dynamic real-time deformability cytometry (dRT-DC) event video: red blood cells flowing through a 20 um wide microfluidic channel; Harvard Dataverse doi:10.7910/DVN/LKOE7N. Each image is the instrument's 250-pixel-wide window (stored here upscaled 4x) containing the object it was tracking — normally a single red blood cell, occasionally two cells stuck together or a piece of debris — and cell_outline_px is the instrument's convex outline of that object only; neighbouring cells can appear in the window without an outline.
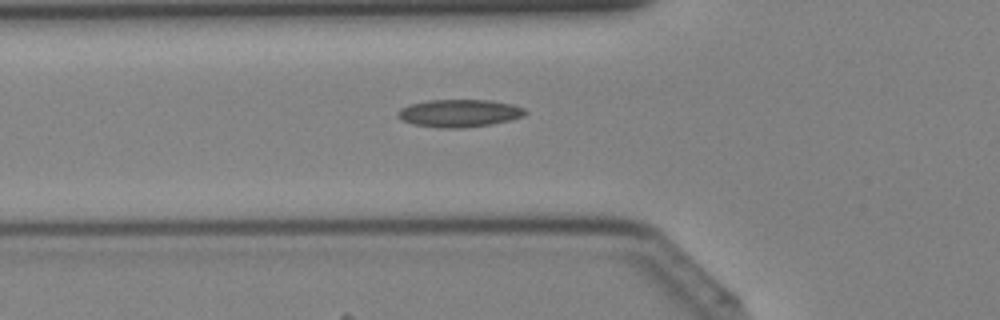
{"species": "Egyptian fruit bat (a non-hibernating species)", "species_latin": "Rousettus aegyptiacus", "temperature_condition": "cold", "stored_images_in_passage": 42, "camera_frame_rate_fps": 3000, "um_per_image_px": 0.085, "animal": {"sex": "female"}, "frame": {"image": 1, "passage_image": 15, "time_ms": 4.667, "image_size_px": [1000, 320], "cell_outline_px": [[528, 112], [524, 116], [512, 120], [492, 124], [464, 128], [440, 128], [412, 124], [396, 116], [396, 112], [400, 108], [408, 104], [428, 100], [492, 100], [512, 104], [524, 108]], "centroid_in_image_um": [39.04, 9.62], "position_along_channel_um": 86.8, "area_um2": 20.81}}
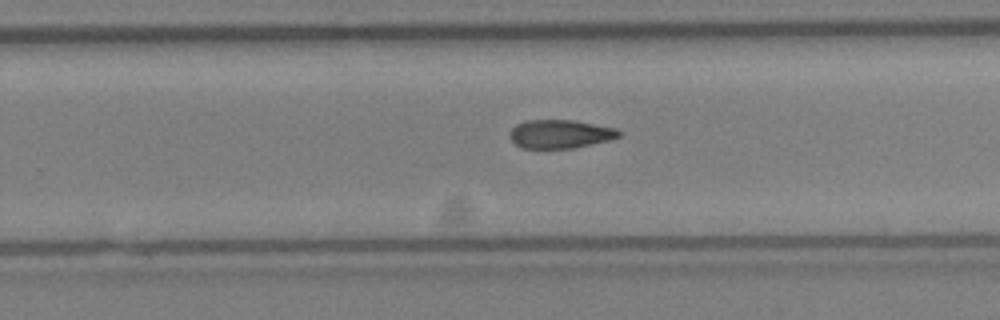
{"frame": {"image": 2, "passage_image": 27, "time_ms": 8.667, "image_size_px": [1000, 320], "cell_outline_px": [[624, 132], [620, 136], [612, 140], [572, 148], [524, 148], [516, 144], [508, 136], [508, 132], [516, 124], [528, 120], [572, 120], [616, 128]], "centroid_in_image_um": [47.64, 11.39], "position_along_channel_um": 282.2, "area_um2": 18.26}}
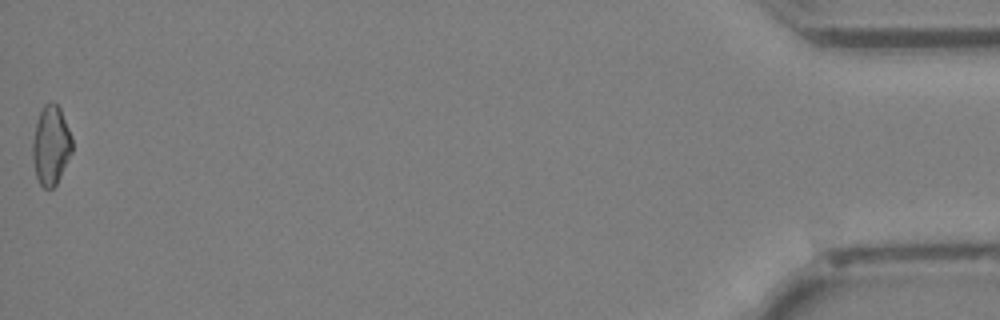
{"frame": {"image": 3, "passage_image": 42, "time_ms": 13.667, "image_size_px": [1000, 320], "cell_outline_px": [[72, 152], [56, 184], [52, 188], [44, 188], [40, 184], [36, 176], [32, 160], [32, 140], [36, 120], [44, 104], [52, 100], [60, 108], [72, 136]], "centroid_in_image_um": [4.31, 12.32], "position_along_channel_um": 430.9, "area_um2": 18.38}}